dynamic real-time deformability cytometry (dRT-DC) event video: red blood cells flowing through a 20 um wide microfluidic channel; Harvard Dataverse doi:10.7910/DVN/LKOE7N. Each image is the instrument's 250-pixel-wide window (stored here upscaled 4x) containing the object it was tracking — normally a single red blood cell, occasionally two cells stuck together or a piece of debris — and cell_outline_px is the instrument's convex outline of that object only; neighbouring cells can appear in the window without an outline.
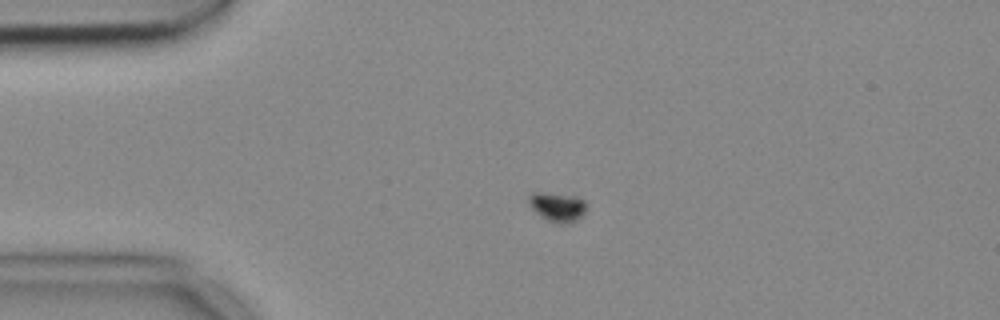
{"species": "common noctule bat (a hibernating species)", "species_latin": "Nyctalus noctula", "temperature_condition": "cold", "stored_images_in_passage": 54, "camera_frame_rate_fps": 3000, "um_per_image_px": 0.085, "animal": {"sex": "female", "body_mass_g": 18.4}, "frame": {"image": 1, "passage_image": 8, "time_ms": 2.333, "image_size_px": [1000, 320], "cell_outline_px": [[588, 208], [576, 220], [568, 224], [560, 224], [548, 220], [540, 216], [528, 204], [528, 196], [532, 192], [544, 192], [580, 196], [588, 204]], "centroid_in_image_um": [47.4, 17.56], "position_along_channel_um": 37.6, "area_um2": 10.12}}
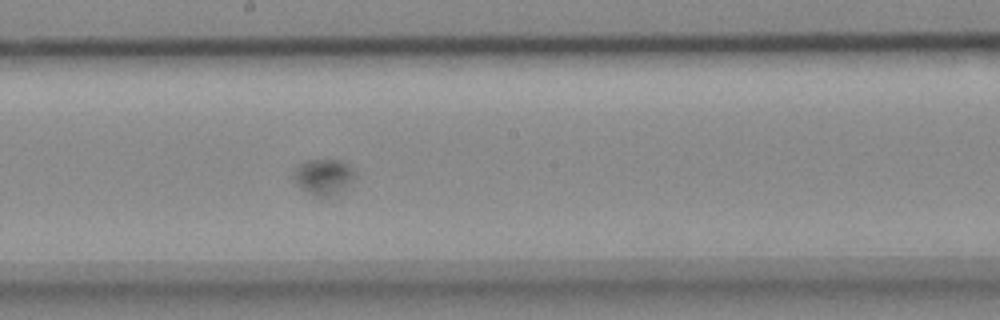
{"frame": {"image": 2, "passage_image": 27, "time_ms": 8.667, "image_size_px": [1000, 320], "cell_outline_px": [[356, 176], [340, 192], [332, 196], [312, 196], [300, 188], [292, 176], [296, 168], [304, 160], [344, 160], [356, 168]], "centroid_in_image_um": [27.54, 15.01], "position_along_channel_um": 220.7, "area_um2": 13.06}}
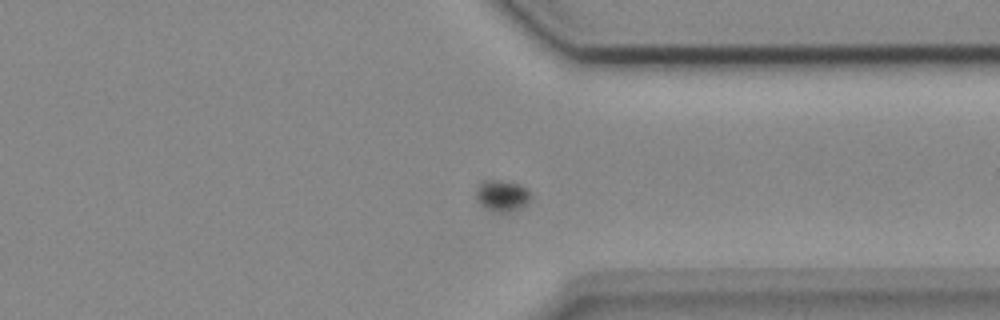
{"frame": {"image": 3, "passage_image": 40, "time_ms": 13.0, "image_size_px": [1000, 320], "cell_outline_px": [[532, 200], [524, 208], [508, 212], [492, 212], [484, 208], [476, 200], [476, 188], [480, 180], [500, 180], [520, 184], [528, 188], [532, 196]], "centroid_in_image_um": [42.7, 16.64], "position_along_channel_um": 368.7, "area_um2": 10.58}, "authors_computed_cell_mechanics": {"area_um2": 11.2132, "velocity_mm_per_s": 3.4095, "shape_relaxation_time_tau1_ms": 1.5102, "shape_relaxation_time_tau2_ms": null, "deformation_change_tau1": 0.0724, "deformation_change_tau2": null}}